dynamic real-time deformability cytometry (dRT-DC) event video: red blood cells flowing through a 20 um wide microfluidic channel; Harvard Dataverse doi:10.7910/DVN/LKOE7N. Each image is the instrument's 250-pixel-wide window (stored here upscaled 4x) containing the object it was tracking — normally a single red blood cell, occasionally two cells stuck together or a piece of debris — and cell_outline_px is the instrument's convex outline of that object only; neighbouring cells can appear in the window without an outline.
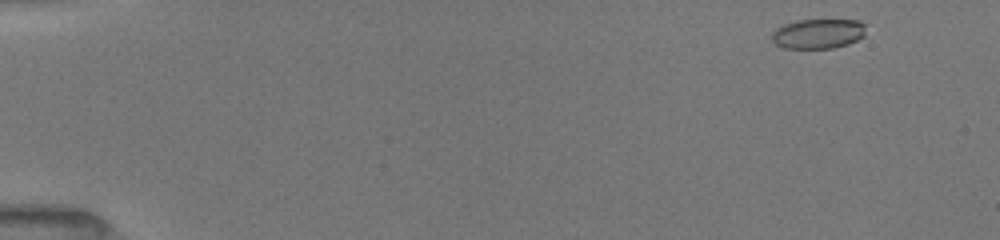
{"species": "common noctule bat (a hibernating species)", "species_latin": "Nyctalus noctula", "temperature_condition": "room temperature", "stored_images_in_passage": 49, "camera_frame_rate_fps": 3000, "um_per_image_px": 0.085, "animal": {"sex": "female", "body_mass_g": 19.5, "forearm_length_mm": 54.1}, "frame": {"image": 1, "passage_image": 1, "time_ms": 0.0, "image_size_px": [1000, 240], "cell_outline_px": [[864, 36], [848, 44], [832, 48], [784, 48], [776, 44], [772, 40], [772, 32], [776, 28], [784, 24], [796, 20], [860, 20], [864, 24]], "centroid_in_image_um": [69.52, 2.86], "position_along_channel_um": 15.5, "area_um2": 16.3}}
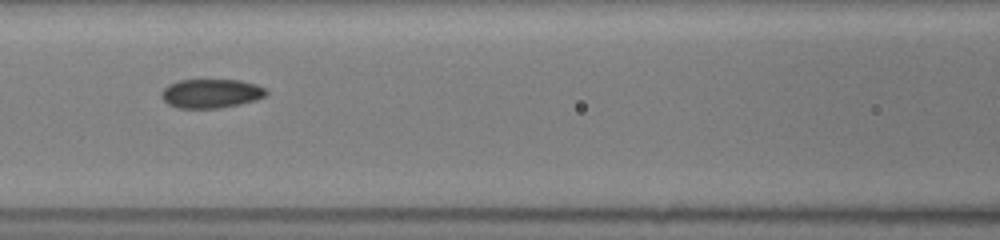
{"frame": {"image": 2, "passage_image": 21, "time_ms": 6.667, "image_size_px": [1000, 240], "cell_outline_px": [[268, 92], [264, 96], [256, 100], [240, 104], [220, 108], [176, 108], [168, 104], [160, 96], [160, 92], [168, 84], [180, 80], [240, 80], [256, 84], [264, 88]], "centroid_in_image_um": [17.91, 7.95], "position_along_channel_um": 148.7, "area_um2": 17.8}}
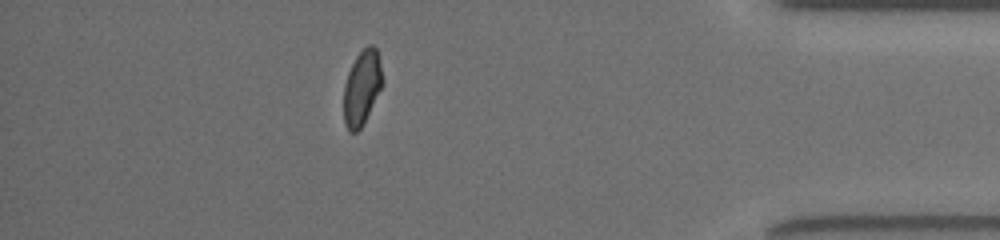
{"frame": {"image": 3, "passage_image": 43, "time_ms": 14.0, "image_size_px": [1000, 240], "cell_outline_px": [[380, 88], [360, 128], [356, 132], [348, 132], [344, 124], [344, 84], [348, 72], [356, 56], [368, 44], [372, 44], [376, 48], [380, 64]], "centroid_in_image_um": [30.7, 7.44], "position_along_channel_um": 404.5, "area_um2": 16.18}, "authors_computed_cell_mechanics": {"area_um2": 17.8024, "velocity_mm_per_s": 3.9816, "shape_relaxation_time_tau1_ms": 8.3332, "shape_relaxation_time_tau2_ms": 1.4277, "deformation_change_tau1": 0.1615, "deformation_change_tau2": 0.0642}}